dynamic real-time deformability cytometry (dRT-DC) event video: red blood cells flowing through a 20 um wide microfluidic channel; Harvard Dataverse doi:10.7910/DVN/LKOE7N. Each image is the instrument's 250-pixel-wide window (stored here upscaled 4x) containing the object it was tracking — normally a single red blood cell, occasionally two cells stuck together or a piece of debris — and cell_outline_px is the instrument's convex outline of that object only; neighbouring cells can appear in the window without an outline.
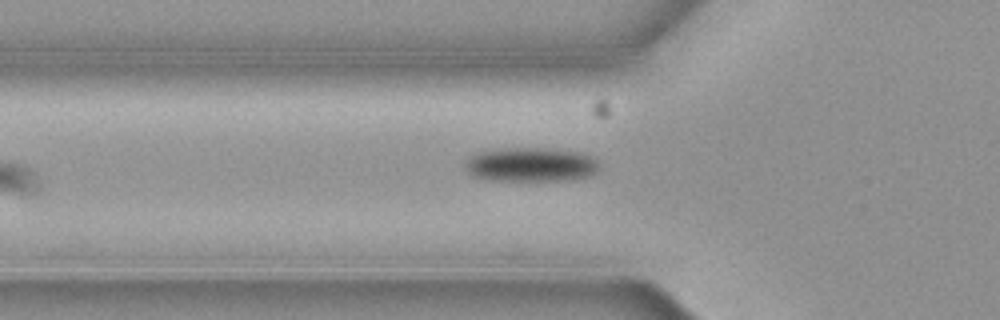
{"species": "common noctule bat (a hibernating species)", "species_latin": "Nyctalus noctula", "temperature_condition": "cold", "stored_images_in_passage": 7, "camera_frame_rate_fps": 3000, "um_per_image_px": 0.085, "animal": {"sex": "female", "body_mass_g": 19.3, "forearm_length_mm": 54.1}, "frame": {"image": 1, "passage_image": 7, "time_ms": 2.0, "image_size_px": [1000, 320], "cell_outline_px": [[596, 172], [588, 176], [572, 180], [488, 180], [472, 176], [468, 172], [464, 164], [472, 156], [480, 152], [500, 148], [548, 148], [580, 152], [596, 160]], "centroid_in_image_um": [45.09, 13.99], "position_along_channel_um": 80.7, "area_um2": 26.47}}